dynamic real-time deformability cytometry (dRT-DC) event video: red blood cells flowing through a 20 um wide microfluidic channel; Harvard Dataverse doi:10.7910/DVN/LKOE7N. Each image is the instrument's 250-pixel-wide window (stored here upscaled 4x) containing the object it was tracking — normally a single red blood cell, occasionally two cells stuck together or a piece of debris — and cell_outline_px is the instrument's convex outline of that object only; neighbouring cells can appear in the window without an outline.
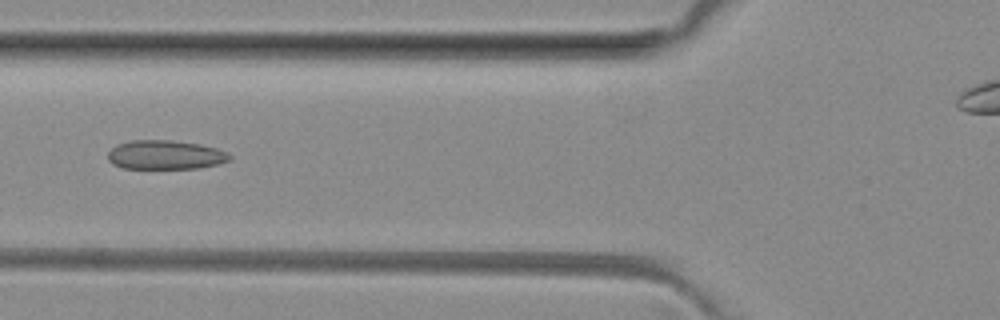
{"species": "common noctule bat (a hibernating species)", "species_latin": "Nyctalus noctula", "temperature_condition": "room temperature", "stored_images_in_passage": 4, "camera_frame_rate_fps": 3000, "um_per_image_px": 0.085, "animal": {"sex": "female", "body_mass_g": 29.2, "forearm_length_mm": 56.3}, "frame": {"image": 1, "passage_image": 4, "time_ms": 3.333, "image_size_px": [1000, 320], "cell_outline_px": [[232, 156], [228, 160], [220, 164], [200, 168], [124, 168], [112, 164], [108, 160], [108, 152], [116, 144], [132, 140], [172, 140], [200, 144], [216, 148], [228, 152]], "centroid_in_image_um": [14.06, 13.16], "position_along_channel_um": 111.7, "area_um2": 20.75}}